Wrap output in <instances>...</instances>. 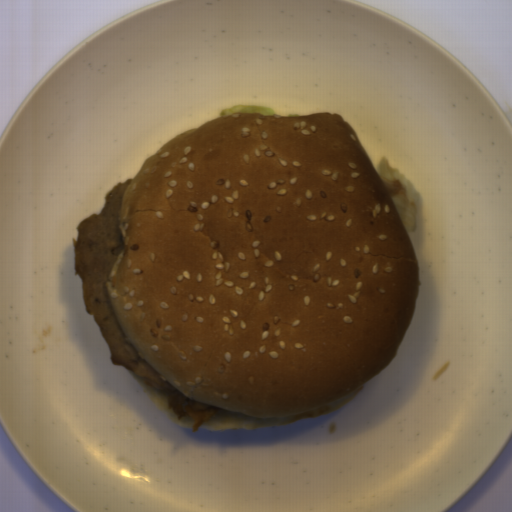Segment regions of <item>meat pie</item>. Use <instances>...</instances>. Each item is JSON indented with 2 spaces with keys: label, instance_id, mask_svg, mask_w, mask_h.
<instances>
[{
  "label": "meat pie",
  "instance_id": "b5893723",
  "mask_svg": "<svg viewBox=\"0 0 512 512\" xmlns=\"http://www.w3.org/2000/svg\"><path fill=\"white\" fill-rule=\"evenodd\" d=\"M134 178L114 184L104 195V207L76 225L74 275L81 278L84 307L91 315L110 349L109 362L140 377L145 384L164 395L176 417H189L193 433L214 418L221 407L188 399L165 379L135 349L123 333L113 310L106 280L124 246L119 225L121 200Z\"/></svg>",
  "mask_w": 512,
  "mask_h": 512
}]
</instances>
